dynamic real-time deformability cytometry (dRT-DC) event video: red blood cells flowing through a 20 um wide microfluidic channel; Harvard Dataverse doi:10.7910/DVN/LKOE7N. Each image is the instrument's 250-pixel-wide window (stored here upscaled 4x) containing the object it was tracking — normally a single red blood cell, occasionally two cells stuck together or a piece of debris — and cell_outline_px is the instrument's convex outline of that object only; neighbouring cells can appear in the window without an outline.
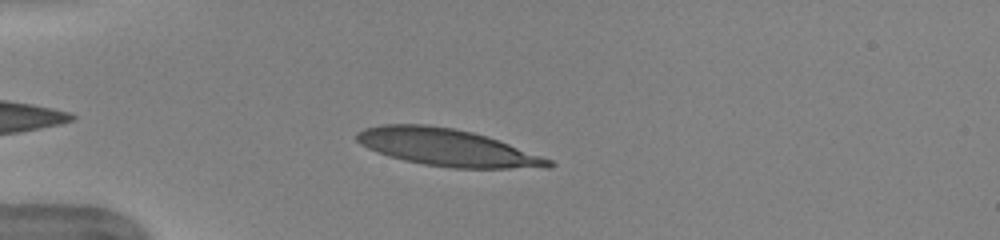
{"species": "human", "species_latin": "Homo sapiens", "temperature_condition": "warm", "stored_images_in_passage": 37, "camera_frame_rate_fps": 3000, "um_per_image_px": 0.085, "donor": {"sex": "female"}, "frame": {"image": 1, "passage_image": 5, "time_ms": 1.333, "image_size_px": [1000, 240], "cell_outline_px": [[556, 164], [552, 168], [452, 168], [424, 164], [404, 160], [388, 156], [368, 148], [360, 144], [356, 140], [356, 132], [364, 128], [384, 124], [424, 124], [452, 128], [472, 132], [508, 144], [552, 160]], "centroid_in_image_um": [37.98, 12.54], "position_along_channel_um": 47.0, "area_um2": 41.21}}
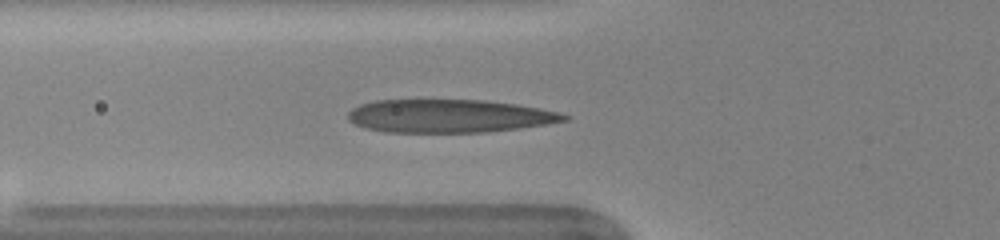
{"frame": {"image": 2, "passage_image": 10, "time_ms": 3.0, "image_size_px": [1000, 240], "cell_outline_px": [[572, 116], [568, 120], [520, 128], [484, 132], [384, 132], [364, 128], [348, 120], [348, 112], [352, 108], [360, 104], [376, 100], [484, 100], [516, 104], [540, 108], [560, 112]], "centroid_in_image_um": [38.18, 9.86], "position_along_channel_um": 87.6, "area_um2": 41.85}}
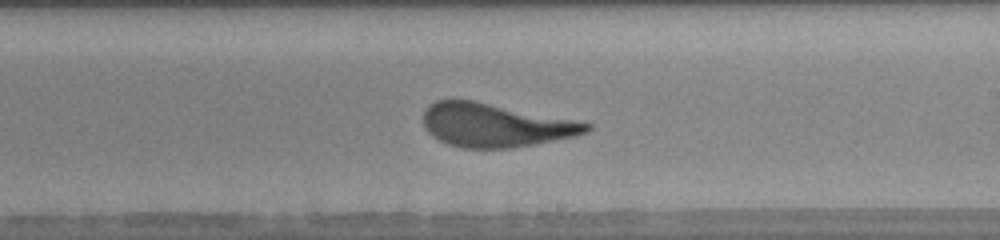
{"frame": {"image": 3, "passage_image": 22, "time_ms": 7.0, "image_size_px": [1000, 240], "cell_outline_px": [[592, 128], [588, 132], [576, 136], [536, 144], [512, 148], [464, 148], [448, 144], [432, 136], [428, 132], [424, 124], [424, 112], [428, 104], [436, 100], [476, 100], [592, 124]], "centroid_in_image_um": [42.09, 10.64], "position_along_channel_um": 246.9, "area_um2": 41.33}, "authors_computed_cell_mechanics": {"area_um2": 41.8472, "velocity_mm_per_s": 3.9609, "shape_relaxation_time_tau1_ms": 2.5406, "shape_relaxation_time_tau2_ms": null, "deformation_change_tau1": 0.1915, "deformation_change_tau2": null}}